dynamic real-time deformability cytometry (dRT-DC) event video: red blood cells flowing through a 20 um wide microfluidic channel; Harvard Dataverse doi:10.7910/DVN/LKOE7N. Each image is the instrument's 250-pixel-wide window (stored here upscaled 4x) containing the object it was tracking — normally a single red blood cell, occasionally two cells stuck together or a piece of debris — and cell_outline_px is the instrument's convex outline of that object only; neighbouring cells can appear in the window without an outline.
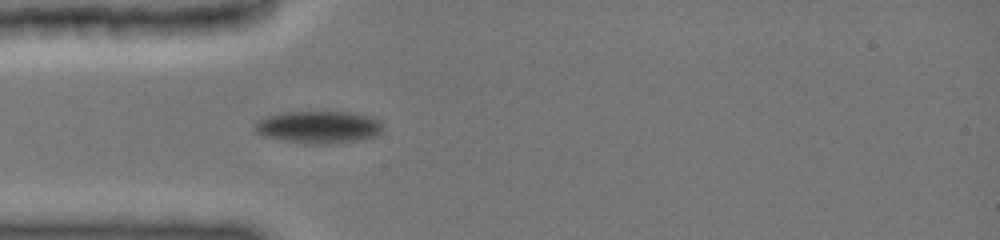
{"species": "common noctule bat (a hibernating species)", "species_latin": "Nyctalus noctula", "temperature_condition": "cold", "stored_images_in_passage": 9, "camera_frame_rate_fps": 3000, "um_per_image_px": 0.085, "animal": {"sex": "female", "body_mass_g": 19.0, "forearm_length_mm": 51.5}, "frame": {"image": 1, "passage_image": 9, "time_ms": 4.0, "image_size_px": [1000, 240], "cell_outline_px": [[384, 124], [380, 132], [376, 136], [364, 140], [332, 144], [308, 144], [280, 140], [264, 136], [256, 132], [256, 120], [264, 116], [280, 112], [348, 112], [372, 116], [380, 120]], "centroid_in_image_um": [27.11, 10.81], "position_along_channel_um": 57.9, "area_um2": 24.62}}